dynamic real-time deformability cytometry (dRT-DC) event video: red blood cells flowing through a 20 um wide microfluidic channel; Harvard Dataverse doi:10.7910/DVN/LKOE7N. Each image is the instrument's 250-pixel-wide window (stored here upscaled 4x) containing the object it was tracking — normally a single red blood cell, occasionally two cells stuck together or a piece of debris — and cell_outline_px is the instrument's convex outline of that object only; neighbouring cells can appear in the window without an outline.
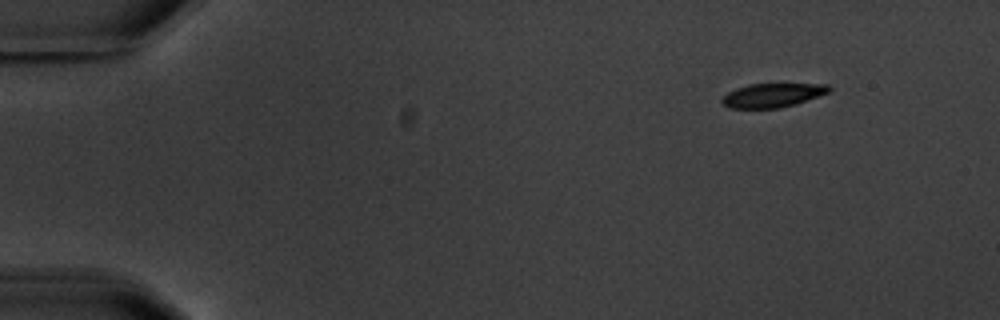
{"species": "common noctule bat (a hibernating species)", "species_latin": "Nyctalus noctula", "temperature_condition": "warm", "stored_images_in_passage": 4, "camera_frame_rate_fps": 3000, "um_per_image_px": 0.085, "animal": {"sex": "male", "body_mass_g": 20.1, "forearm_length_mm": 53.5}, "frame": {"image": 1, "passage_image": 1, "time_ms": 0.0, "image_size_px": [1000, 320], "cell_outline_px": [[832, 88], [828, 92], [796, 104], [780, 108], [728, 108], [720, 100], [728, 92], [736, 88], [748, 84], [828, 84]], "centroid_in_image_um": [65.65, 8.09], "position_along_channel_um": 19.4, "area_um2": 14.85}}
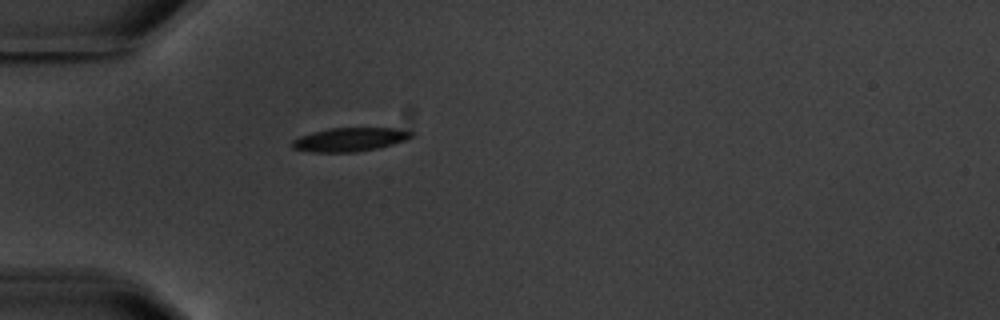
{"frame": {"image": 2, "passage_image": 4, "time_ms": 3.667, "image_size_px": [1000, 320], "cell_outline_px": [[416, 132], [412, 136], [404, 140], [392, 144], [376, 148], [356, 152], [312, 152], [292, 148], [292, 140], [300, 136], [312, 132], [328, 128], [396, 128]], "centroid_in_image_um": [29.72, 11.85], "position_along_channel_um": 55.3, "area_um2": 16.42}}